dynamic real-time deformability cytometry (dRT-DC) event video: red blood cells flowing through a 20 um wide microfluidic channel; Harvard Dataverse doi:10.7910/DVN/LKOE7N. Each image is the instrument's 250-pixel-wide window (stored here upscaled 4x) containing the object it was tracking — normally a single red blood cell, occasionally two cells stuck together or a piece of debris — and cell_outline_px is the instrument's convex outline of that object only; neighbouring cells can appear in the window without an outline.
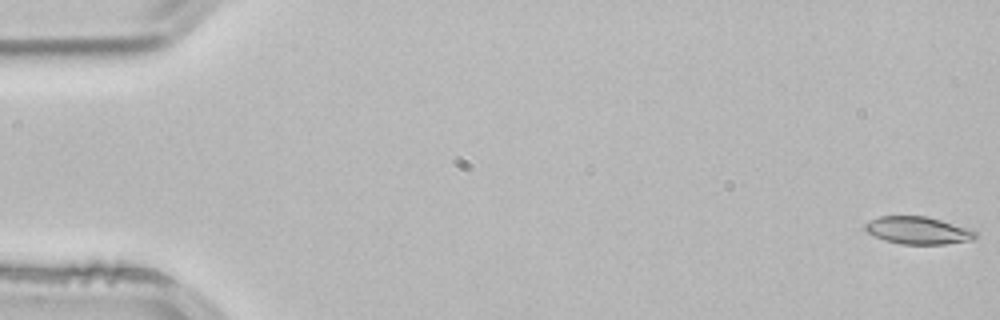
{"species": "common noctule bat (a hibernating species)", "species_latin": "Nyctalus noctula", "temperature_condition": "room temperature", "stored_images_in_passage": 4, "camera_frame_rate_fps": 3000, "um_per_image_px": 0.085, "animal": {"sex": "male", "body_mass_g": 21.5, "forearm_length_mm": 52.0}, "frame": {"image": 1, "passage_image": 1, "time_ms": 0.0, "image_size_px": [1000, 320], "cell_outline_px": [[980, 236], [972, 240], [944, 244], [900, 244], [884, 240], [868, 232], [864, 228], [864, 224], [868, 220], [880, 216], [924, 216], [940, 220], [968, 228], [976, 232]], "centroid_in_image_um": [78.03, 19.59], "position_along_channel_um": 7.0, "area_um2": 17.63}}
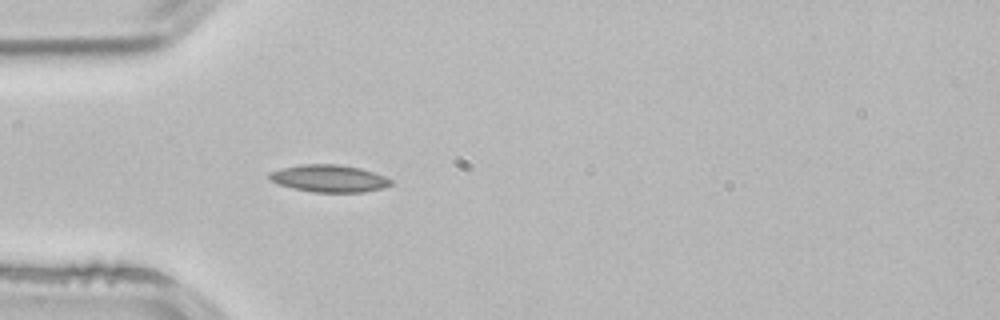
{"frame": {"image": 2, "passage_image": 4, "time_ms": 1.0, "image_size_px": [1000, 320], "cell_outline_px": [[392, 184], [384, 188], [364, 192], [312, 192], [292, 188], [280, 184], [272, 180], [268, 176], [268, 172], [280, 168], [300, 164], [340, 164], [360, 168], [384, 176], [392, 180]], "centroid_in_image_um": [27.97, 15.16], "position_along_channel_um": 57.0, "area_um2": 19.36}}